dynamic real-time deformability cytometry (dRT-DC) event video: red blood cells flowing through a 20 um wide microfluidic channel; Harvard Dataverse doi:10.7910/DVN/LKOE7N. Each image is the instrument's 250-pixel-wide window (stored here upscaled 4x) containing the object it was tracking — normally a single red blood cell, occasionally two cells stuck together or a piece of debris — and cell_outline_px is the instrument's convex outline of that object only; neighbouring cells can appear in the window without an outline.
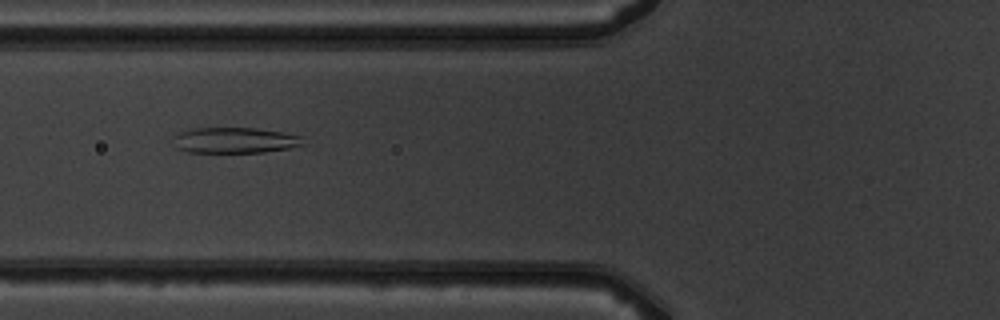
{"species": "common noctule bat (a hibernating species)", "species_latin": "Nyctalus noctula", "temperature_condition": "warm", "stored_images_in_passage": 6, "camera_frame_rate_fps": 3000, "um_per_image_px": 0.085, "animal": {"sex": "male", "body_mass_g": 19.5, "forearm_length_mm": 54.6}, "frame": {"image": 1, "passage_image": 6, "time_ms": 6.333, "image_size_px": [1000, 320], "cell_outline_px": [[304, 144], [288, 148], [264, 152], [188, 152], [176, 148], [172, 136], [180, 132], [196, 128], [256, 128], [280, 132], [300, 136]], "centroid_in_image_um": [19.91, 11.92], "position_along_channel_um": 105.9, "area_um2": 19.25}}